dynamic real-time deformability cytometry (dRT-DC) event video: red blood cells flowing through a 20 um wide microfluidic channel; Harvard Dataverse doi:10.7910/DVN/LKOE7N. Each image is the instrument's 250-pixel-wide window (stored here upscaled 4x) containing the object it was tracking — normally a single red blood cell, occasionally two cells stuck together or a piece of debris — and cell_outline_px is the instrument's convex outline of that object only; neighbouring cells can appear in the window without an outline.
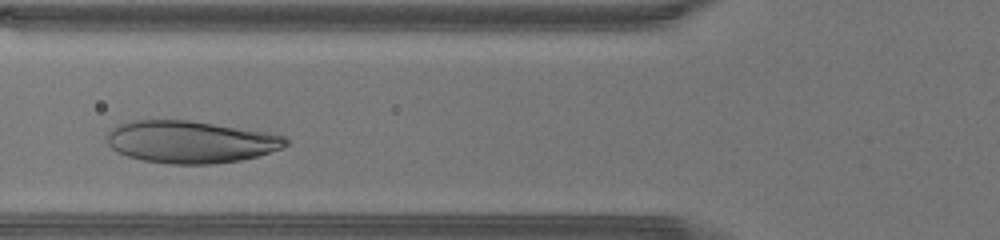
{"species": "human", "species_latin": "Homo sapiens", "temperature_condition": "warm", "stored_images_in_passage": 26, "camera_frame_rate_fps": 3000, "um_per_image_px": 0.085, "donor": {"sex": "male"}, "frame": {"image": 1, "passage_image": 8, "time_ms": 2.333, "image_size_px": [1000, 240], "cell_outline_px": [[288, 144], [280, 148], [256, 156], [240, 160], [212, 164], [168, 164], [144, 160], [128, 156], [116, 152], [108, 144], [108, 132], [116, 124], [132, 120], [188, 120], [264, 132], [284, 136], [288, 140]], "centroid_in_image_um": [16.13, 12.06], "position_along_channel_um": 109.7, "area_um2": 43.64}}
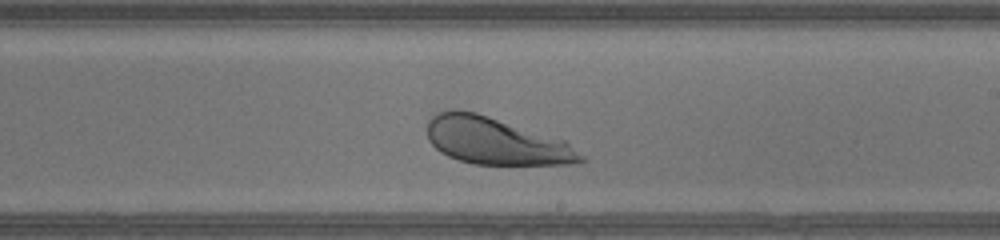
{"frame": {"image": 2, "passage_image": 17, "time_ms": 5.333, "image_size_px": [1000, 240], "cell_outline_px": [[584, 160], [572, 164], [476, 164], [460, 160], [448, 156], [440, 152], [428, 140], [428, 120], [432, 116], [440, 112], [452, 108], [456, 108], [476, 112], [564, 140], [584, 156]], "centroid_in_image_um": [42.1, 11.97], "position_along_channel_um": 246.9, "area_um2": 41.73}}
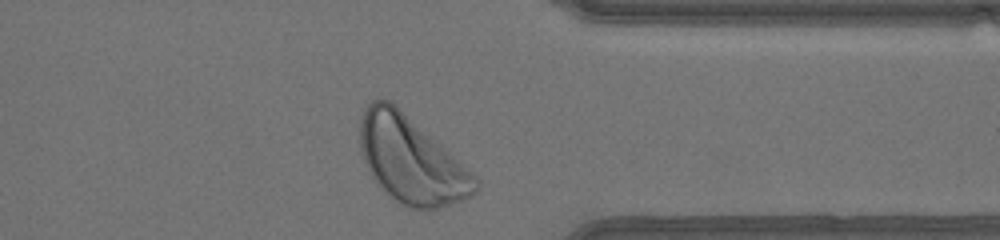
{"frame": {"image": 3, "passage_image": 26, "time_ms": 8.333, "image_size_px": [1000, 240], "cell_outline_px": [[480, 188], [468, 196], [460, 200], [436, 208], [412, 208], [400, 204], [376, 184], [364, 160], [360, 148], [360, 120], [364, 108], [372, 100], [388, 100], [396, 104], [472, 172], [480, 180]], "centroid_in_image_um": [34.93, 13.58], "position_along_channel_um": 376.5, "area_um2": 57.68}}